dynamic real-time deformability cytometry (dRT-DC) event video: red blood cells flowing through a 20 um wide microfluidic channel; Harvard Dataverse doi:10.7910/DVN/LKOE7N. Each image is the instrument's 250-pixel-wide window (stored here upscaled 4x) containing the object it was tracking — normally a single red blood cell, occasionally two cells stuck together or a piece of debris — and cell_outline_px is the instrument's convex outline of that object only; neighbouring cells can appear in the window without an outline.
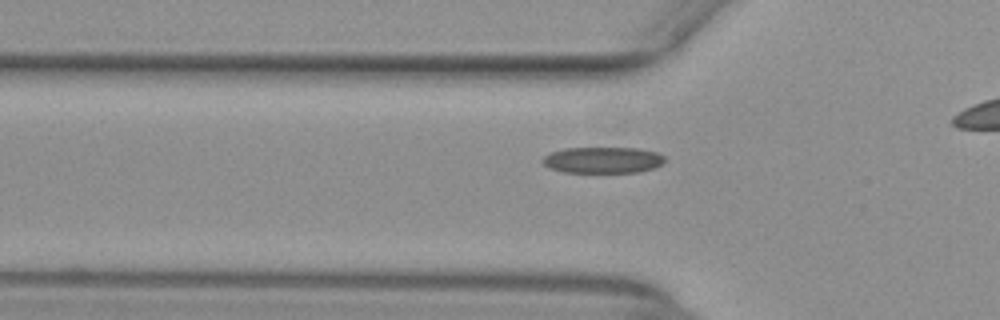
{"species": "common noctule bat (a hibernating species)", "species_latin": "Nyctalus noctula", "temperature_condition": "warm", "stored_images_in_passage": 31, "camera_frame_rate_fps": 3000, "um_per_image_px": 0.085, "animal": {"sex": "female", "body_mass_g": 29.2, "forearm_length_mm": 56.3}, "frame": {"image": 1, "passage_image": 6, "time_ms": 1.667, "image_size_px": [1000, 320], "cell_outline_px": [[664, 164], [640, 172], [564, 172], [548, 168], [540, 160], [548, 152], [564, 148], [640, 148], [656, 152], [664, 156]], "centroid_in_image_um": [51.21, 13.6], "position_along_channel_um": 74.6, "area_um2": 18.84}}
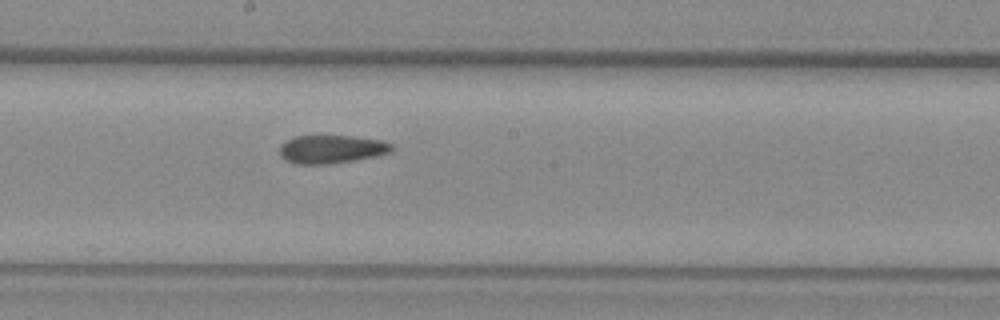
{"frame": {"image": 2, "passage_image": 17, "time_ms": 5.333, "image_size_px": [1000, 320], "cell_outline_px": [[392, 152], [376, 156], [352, 160], [324, 164], [296, 164], [284, 160], [280, 156], [280, 144], [296, 136], [352, 136], [380, 140], [392, 144]], "centroid_in_image_um": [28.15, 12.68], "position_along_channel_um": 220.1, "area_um2": 18.32}}
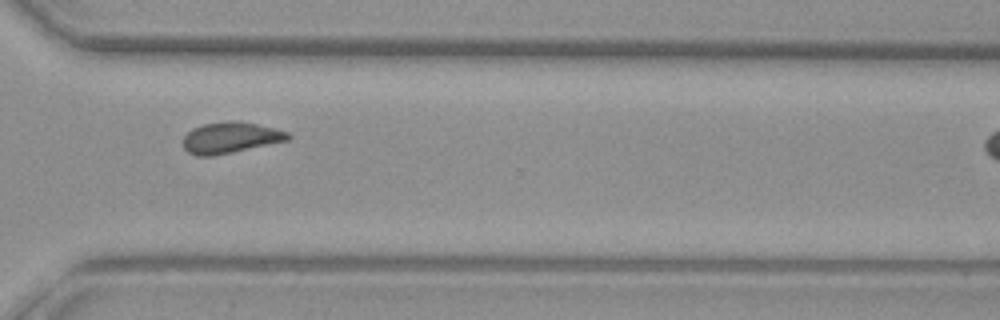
{"frame": {"image": 3, "passage_image": 27, "time_ms": 8.667, "image_size_px": [1000, 320], "cell_outline_px": [[292, 136], [288, 140], [232, 152], [212, 156], [196, 156], [188, 152], [184, 148], [184, 136], [192, 128], [204, 124], [228, 120], [232, 120], [256, 124], [288, 132]], "centroid_in_image_um": [19.56, 11.7], "position_along_channel_um": 351.0, "area_um2": 18.79}}